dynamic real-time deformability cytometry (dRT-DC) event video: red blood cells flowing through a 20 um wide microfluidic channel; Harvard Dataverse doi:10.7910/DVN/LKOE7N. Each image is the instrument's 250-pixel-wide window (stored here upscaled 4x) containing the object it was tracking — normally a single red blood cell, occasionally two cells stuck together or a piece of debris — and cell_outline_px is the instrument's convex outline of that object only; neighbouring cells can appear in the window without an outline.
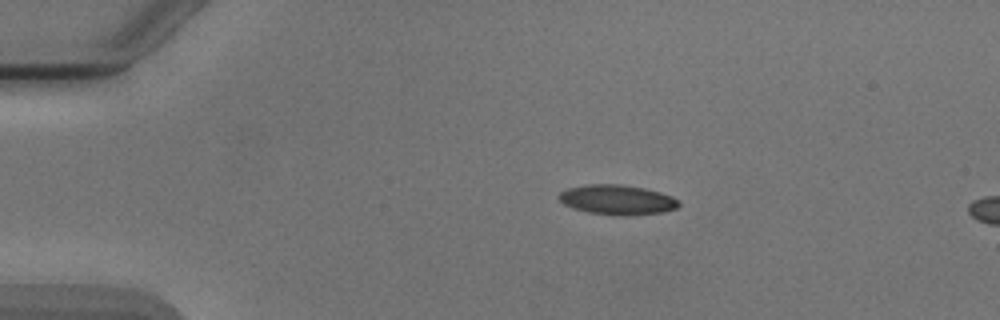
{"species": "Egyptian fruit bat (a non-hibernating species)", "species_latin": "Rousettus aegyptiacus", "temperature_condition": "cold", "stored_images_in_passage": 5, "camera_frame_rate_fps": 3000, "um_per_image_px": 0.085, "animal": {"sex": "male"}, "frame": {"image": 1, "passage_image": 1, "time_ms": 0.0, "image_size_px": [1000, 320], "cell_outline_px": [[680, 204], [676, 208], [660, 212], [588, 212], [572, 208], [564, 204], [560, 200], [560, 192], [568, 188], [588, 184], [624, 184], [644, 188], [660, 192], [672, 196], [680, 200]], "centroid_in_image_um": [52.45, 16.91], "position_along_channel_um": 32.5, "area_um2": 19.71}}